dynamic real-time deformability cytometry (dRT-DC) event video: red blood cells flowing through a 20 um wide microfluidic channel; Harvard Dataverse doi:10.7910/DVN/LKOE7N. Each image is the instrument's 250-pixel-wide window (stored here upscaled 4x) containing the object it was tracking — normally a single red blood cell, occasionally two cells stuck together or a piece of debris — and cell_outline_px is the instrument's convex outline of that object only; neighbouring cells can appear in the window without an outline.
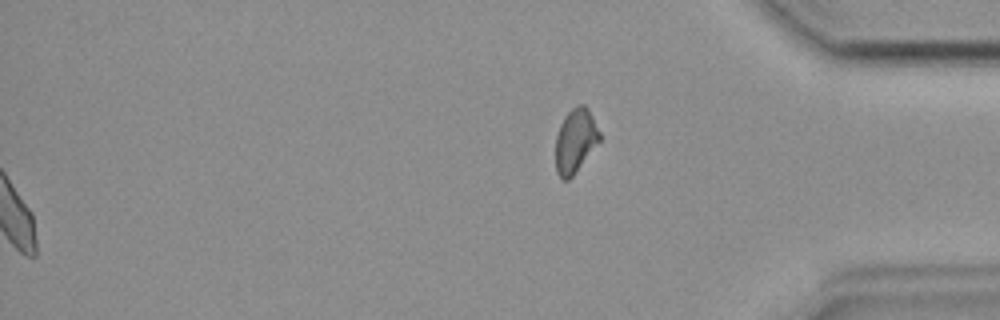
{"species": "common noctule bat (a hibernating species)", "species_latin": "Nyctalus noctula", "temperature_condition": "room temperature", "stored_images_in_passage": 49, "segment_of_instrument_passage": [2, 2], "camera_frame_rate_fps": 3000, "um_per_image_px": 0.085, "animal": {"sex": "female", "body_mass_g": 19.9}, "frame": {"image": 1, "passage_image": 49, "time_ms": 16.0, "image_size_px": [1000, 320], "cell_outline_px": [[600, 140], [572, 176], [568, 180], [564, 180], [556, 172], [556, 136], [560, 124], [564, 116], [576, 104], [584, 104], [588, 108], [600, 132]], "centroid_in_image_um": [48.9, 11.92], "position_along_channel_um": 386.3, "area_um2": 16.24}}